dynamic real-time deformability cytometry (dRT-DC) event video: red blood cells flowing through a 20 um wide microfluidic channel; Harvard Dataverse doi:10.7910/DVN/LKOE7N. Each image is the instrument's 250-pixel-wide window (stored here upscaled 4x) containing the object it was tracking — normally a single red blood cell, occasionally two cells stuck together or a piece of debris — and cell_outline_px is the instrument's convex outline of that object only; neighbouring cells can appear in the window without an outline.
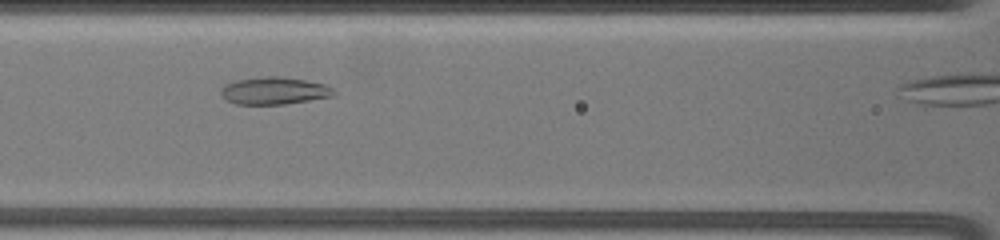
{"species": "common noctule bat (a hibernating species)", "species_latin": "Nyctalus noctula", "temperature_condition": "warm", "stored_images_in_passage": 20, "camera_frame_rate_fps": 3000, "um_per_image_px": 0.085, "animal": {"sex": "female", "body_mass_g": 19.5, "forearm_length_mm": 54.1}, "frame": {"image": 1, "passage_image": 3, "time_ms": 2.0, "image_size_px": [1000, 240], "cell_outline_px": [[336, 96], [284, 104], [236, 104], [220, 96], [220, 88], [224, 84], [236, 80], [264, 76], [280, 76], [304, 80], [324, 84], [332, 88], [336, 92]], "centroid_in_image_um": [23.29, 7.71], "position_along_channel_um": 143.3, "area_um2": 18.09}}
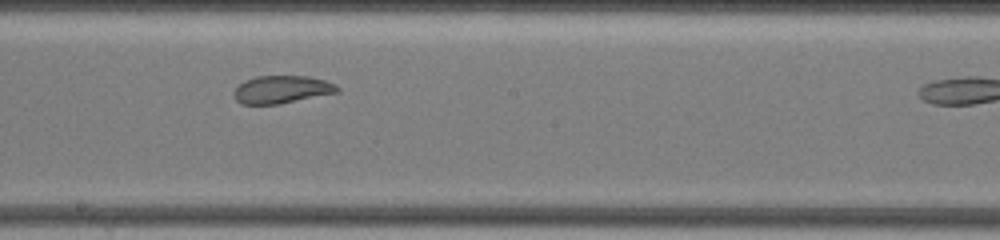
{"frame": {"image": 2, "passage_image": 6, "time_ms": 4.333, "image_size_px": [1000, 240], "cell_outline_px": [[340, 92], [280, 104], [240, 104], [236, 100], [232, 92], [244, 80], [256, 76], [308, 76], [324, 80], [336, 84], [340, 88]], "centroid_in_image_um": [23.96, 7.61], "position_along_channel_um": 224.2, "area_um2": 16.88}}
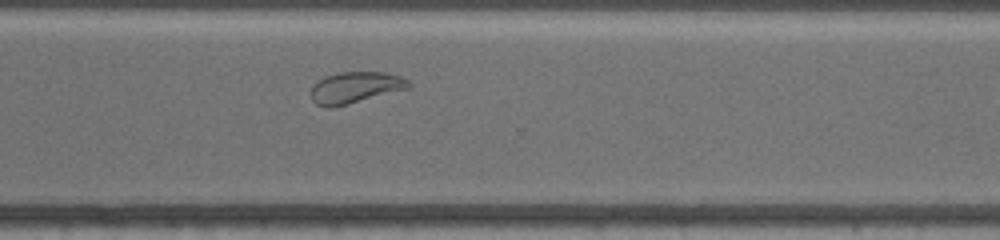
{"frame": {"image": 3, "passage_image": 14, "time_ms": 7.667, "image_size_px": [1000, 240], "cell_outline_px": [[412, 84], [408, 88], [348, 104], [328, 108], [324, 108], [316, 104], [312, 100], [308, 92], [312, 84], [328, 76], [340, 72], [384, 72], [400, 76], [408, 80]], "centroid_in_image_um": [30.14, 7.45], "position_along_channel_um": 340.5, "area_um2": 17.86}}